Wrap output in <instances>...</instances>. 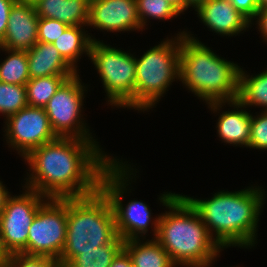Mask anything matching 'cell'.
Returning a JSON list of instances; mask_svg holds the SVG:
<instances>
[{
  "mask_svg": "<svg viewBox=\"0 0 267 267\" xmlns=\"http://www.w3.org/2000/svg\"><path fill=\"white\" fill-rule=\"evenodd\" d=\"M110 157L94 140L57 137L24 158L32 171L24 188L45 199L91 195L99 189L103 171L115 160Z\"/></svg>",
  "mask_w": 267,
  "mask_h": 267,
  "instance_id": "6da1fadb",
  "label": "cell"
},
{
  "mask_svg": "<svg viewBox=\"0 0 267 267\" xmlns=\"http://www.w3.org/2000/svg\"><path fill=\"white\" fill-rule=\"evenodd\" d=\"M159 199L170 211L152 221L155 239L175 265L209 267L223 249L197 210L180 194L164 193Z\"/></svg>",
  "mask_w": 267,
  "mask_h": 267,
  "instance_id": "7a4b0ae2",
  "label": "cell"
},
{
  "mask_svg": "<svg viewBox=\"0 0 267 267\" xmlns=\"http://www.w3.org/2000/svg\"><path fill=\"white\" fill-rule=\"evenodd\" d=\"M264 195L261 188L250 187L235 192L223 190L208 200L183 196L197 210L216 242L228 248L254 246Z\"/></svg>",
  "mask_w": 267,
  "mask_h": 267,
  "instance_id": "3957f363",
  "label": "cell"
},
{
  "mask_svg": "<svg viewBox=\"0 0 267 267\" xmlns=\"http://www.w3.org/2000/svg\"><path fill=\"white\" fill-rule=\"evenodd\" d=\"M240 68L190 34L181 35L179 80L214 112L237 99Z\"/></svg>",
  "mask_w": 267,
  "mask_h": 267,
  "instance_id": "277c9868",
  "label": "cell"
},
{
  "mask_svg": "<svg viewBox=\"0 0 267 267\" xmlns=\"http://www.w3.org/2000/svg\"><path fill=\"white\" fill-rule=\"evenodd\" d=\"M117 236L111 204L100 189L91 195L67 198L66 242L59 267H66L81 251L110 244Z\"/></svg>",
  "mask_w": 267,
  "mask_h": 267,
  "instance_id": "5b68a950",
  "label": "cell"
},
{
  "mask_svg": "<svg viewBox=\"0 0 267 267\" xmlns=\"http://www.w3.org/2000/svg\"><path fill=\"white\" fill-rule=\"evenodd\" d=\"M186 34L166 39L136 58L134 109L152 108L174 79H179L181 35Z\"/></svg>",
  "mask_w": 267,
  "mask_h": 267,
  "instance_id": "8992f818",
  "label": "cell"
},
{
  "mask_svg": "<svg viewBox=\"0 0 267 267\" xmlns=\"http://www.w3.org/2000/svg\"><path fill=\"white\" fill-rule=\"evenodd\" d=\"M115 159L102 173L99 189L108 198L115 218L117 235L125 240L139 239V235L148 232L151 212L147 204L131 200L126 207L122 204V195L127 190L129 167ZM128 169V170H127ZM128 179V180H127Z\"/></svg>",
  "mask_w": 267,
  "mask_h": 267,
  "instance_id": "52a82bcc",
  "label": "cell"
},
{
  "mask_svg": "<svg viewBox=\"0 0 267 267\" xmlns=\"http://www.w3.org/2000/svg\"><path fill=\"white\" fill-rule=\"evenodd\" d=\"M89 57L101 76L108 102L134 109L136 58L97 40L92 42Z\"/></svg>",
  "mask_w": 267,
  "mask_h": 267,
  "instance_id": "ba28073f",
  "label": "cell"
},
{
  "mask_svg": "<svg viewBox=\"0 0 267 267\" xmlns=\"http://www.w3.org/2000/svg\"><path fill=\"white\" fill-rule=\"evenodd\" d=\"M67 233V198H49L37 211L29 227L27 256H46L59 260Z\"/></svg>",
  "mask_w": 267,
  "mask_h": 267,
  "instance_id": "9c48e42d",
  "label": "cell"
},
{
  "mask_svg": "<svg viewBox=\"0 0 267 267\" xmlns=\"http://www.w3.org/2000/svg\"><path fill=\"white\" fill-rule=\"evenodd\" d=\"M44 197L27 189L24 194L7 198L0 214V253L4 257L27 249L29 227L38 209L48 201Z\"/></svg>",
  "mask_w": 267,
  "mask_h": 267,
  "instance_id": "30bf717a",
  "label": "cell"
},
{
  "mask_svg": "<svg viewBox=\"0 0 267 267\" xmlns=\"http://www.w3.org/2000/svg\"><path fill=\"white\" fill-rule=\"evenodd\" d=\"M84 90L85 87L76 74L59 87L44 107L52 130L58 137L94 140L87 125L81 121Z\"/></svg>",
  "mask_w": 267,
  "mask_h": 267,
  "instance_id": "8fae6325",
  "label": "cell"
},
{
  "mask_svg": "<svg viewBox=\"0 0 267 267\" xmlns=\"http://www.w3.org/2000/svg\"><path fill=\"white\" fill-rule=\"evenodd\" d=\"M5 136L9 146L26 157L32 150L58 136L52 130L49 118L42 107L26 106L6 118Z\"/></svg>",
  "mask_w": 267,
  "mask_h": 267,
  "instance_id": "7c38bea8",
  "label": "cell"
},
{
  "mask_svg": "<svg viewBox=\"0 0 267 267\" xmlns=\"http://www.w3.org/2000/svg\"><path fill=\"white\" fill-rule=\"evenodd\" d=\"M87 25L109 32L143 29L136 0H90Z\"/></svg>",
  "mask_w": 267,
  "mask_h": 267,
  "instance_id": "4fadbf2b",
  "label": "cell"
},
{
  "mask_svg": "<svg viewBox=\"0 0 267 267\" xmlns=\"http://www.w3.org/2000/svg\"><path fill=\"white\" fill-rule=\"evenodd\" d=\"M38 23L35 6L27 0H18L11 8L8 27L1 48L11 50L31 49L38 42Z\"/></svg>",
  "mask_w": 267,
  "mask_h": 267,
  "instance_id": "5bb4252c",
  "label": "cell"
},
{
  "mask_svg": "<svg viewBox=\"0 0 267 267\" xmlns=\"http://www.w3.org/2000/svg\"><path fill=\"white\" fill-rule=\"evenodd\" d=\"M195 11L210 30L228 37L245 31L252 22L238 11L230 0H207Z\"/></svg>",
  "mask_w": 267,
  "mask_h": 267,
  "instance_id": "9a60e30c",
  "label": "cell"
},
{
  "mask_svg": "<svg viewBox=\"0 0 267 267\" xmlns=\"http://www.w3.org/2000/svg\"><path fill=\"white\" fill-rule=\"evenodd\" d=\"M30 79L52 75H76L74 70L51 43L37 42L26 51Z\"/></svg>",
  "mask_w": 267,
  "mask_h": 267,
  "instance_id": "2e32d148",
  "label": "cell"
},
{
  "mask_svg": "<svg viewBox=\"0 0 267 267\" xmlns=\"http://www.w3.org/2000/svg\"><path fill=\"white\" fill-rule=\"evenodd\" d=\"M90 0H39L34 6L40 18H52L68 26H86Z\"/></svg>",
  "mask_w": 267,
  "mask_h": 267,
  "instance_id": "e0dca14e",
  "label": "cell"
},
{
  "mask_svg": "<svg viewBox=\"0 0 267 267\" xmlns=\"http://www.w3.org/2000/svg\"><path fill=\"white\" fill-rule=\"evenodd\" d=\"M234 110L223 112L217 122V133L223 142L248 147L251 133V114L238 101L228 102ZM235 108H237L235 110Z\"/></svg>",
  "mask_w": 267,
  "mask_h": 267,
  "instance_id": "ac0fdd59",
  "label": "cell"
},
{
  "mask_svg": "<svg viewBox=\"0 0 267 267\" xmlns=\"http://www.w3.org/2000/svg\"><path fill=\"white\" fill-rule=\"evenodd\" d=\"M140 239L125 240L123 249L128 253L133 267H175L176 265L154 238L145 243Z\"/></svg>",
  "mask_w": 267,
  "mask_h": 267,
  "instance_id": "d6986e66",
  "label": "cell"
},
{
  "mask_svg": "<svg viewBox=\"0 0 267 267\" xmlns=\"http://www.w3.org/2000/svg\"><path fill=\"white\" fill-rule=\"evenodd\" d=\"M83 26H68L52 44L58 49L64 60L77 71L76 63L83 52L89 56L93 40L82 31ZM77 61V62H76ZM76 67V68H75Z\"/></svg>",
  "mask_w": 267,
  "mask_h": 267,
  "instance_id": "ffe728a7",
  "label": "cell"
},
{
  "mask_svg": "<svg viewBox=\"0 0 267 267\" xmlns=\"http://www.w3.org/2000/svg\"><path fill=\"white\" fill-rule=\"evenodd\" d=\"M240 68L238 96L236 101L246 106H261L267 111V70L255 76H249Z\"/></svg>",
  "mask_w": 267,
  "mask_h": 267,
  "instance_id": "44dd1931",
  "label": "cell"
},
{
  "mask_svg": "<svg viewBox=\"0 0 267 267\" xmlns=\"http://www.w3.org/2000/svg\"><path fill=\"white\" fill-rule=\"evenodd\" d=\"M75 75H52L29 79L26 83L27 105L44 108L59 87Z\"/></svg>",
  "mask_w": 267,
  "mask_h": 267,
  "instance_id": "7402d4cb",
  "label": "cell"
},
{
  "mask_svg": "<svg viewBox=\"0 0 267 267\" xmlns=\"http://www.w3.org/2000/svg\"><path fill=\"white\" fill-rule=\"evenodd\" d=\"M123 246L124 240L117 236L96 250L81 251L66 267H109Z\"/></svg>",
  "mask_w": 267,
  "mask_h": 267,
  "instance_id": "603a6c76",
  "label": "cell"
},
{
  "mask_svg": "<svg viewBox=\"0 0 267 267\" xmlns=\"http://www.w3.org/2000/svg\"><path fill=\"white\" fill-rule=\"evenodd\" d=\"M1 49L10 54L0 64V81L8 84L26 85L30 79L26 51Z\"/></svg>",
  "mask_w": 267,
  "mask_h": 267,
  "instance_id": "cb8c5ba5",
  "label": "cell"
},
{
  "mask_svg": "<svg viewBox=\"0 0 267 267\" xmlns=\"http://www.w3.org/2000/svg\"><path fill=\"white\" fill-rule=\"evenodd\" d=\"M27 106L25 85L0 81V113L6 118Z\"/></svg>",
  "mask_w": 267,
  "mask_h": 267,
  "instance_id": "d4e9b609",
  "label": "cell"
},
{
  "mask_svg": "<svg viewBox=\"0 0 267 267\" xmlns=\"http://www.w3.org/2000/svg\"><path fill=\"white\" fill-rule=\"evenodd\" d=\"M137 13L142 28L146 25L147 18L155 19H171L181 14L171 3L167 0H136Z\"/></svg>",
  "mask_w": 267,
  "mask_h": 267,
  "instance_id": "484cf974",
  "label": "cell"
},
{
  "mask_svg": "<svg viewBox=\"0 0 267 267\" xmlns=\"http://www.w3.org/2000/svg\"><path fill=\"white\" fill-rule=\"evenodd\" d=\"M5 267H59L58 261L46 256H27L22 253L4 257Z\"/></svg>",
  "mask_w": 267,
  "mask_h": 267,
  "instance_id": "4316f807",
  "label": "cell"
},
{
  "mask_svg": "<svg viewBox=\"0 0 267 267\" xmlns=\"http://www.w3.org/2000/svg\"><path fill=\"white\" fill-rule=\"evenodd\" d=\"M248 147L267 150V111L260 116L251 114V133Z\"/></svg>",
  "mask_w": 267,
  "mask_h": 267,
  "instance_id": "83f0119b",
  "label": "cell"
},
{
  "mask_svg": "<svg viewBox=\"0 0 267 267\" xmlns=\"http://www.w3.org/2000/svg\"><path fill=\"white\" fill-rule=\"evenodd\" d=\"M68 27L67 24L52 18H40L38 23V42L53 43Z\"/></svg>",
  "mask_w": 267,
  "mask_h": 267,
  "instance_id": "f1b7e54d",
  "label": "cell"
},
{
  "mask_svg": "<svg viewBox=\"0 0 267 267\" xmlns=\"http://www.w3.org/2000/svg\"><path fill=\"white\" fill-rule=\"evenodd\" d=\"M230 2L250 21H253L258 13L259 7L257 0H230Z\"/></svg>",
  "mask_w": 267,
  "mask_h": 267,
  "instance_id": "f546056e",
  "label": "cell"
},
{
  "mask_svg": "<svg viewBox=\"0 0 267 267\" xmlns=\"http://www.w3.org/2000/svg\"><path fill=\"white\" fill-rule=\"evenodd\" d=\"M18 0H0V41L4 38L8 27L11 8Z\"/></svg>",
  "mask_w": 267,
  "mask_h": 267,
  "instance_id": "4dcf8cb0",
  "label": "cell"
},
{
  "mask_svg": "<svg viewBox=\"0 0 267 267\" xmlns=\"http://www.w3.org/2000/svg\"><path fill=\"white\" fill-rule=\"evenodd\" d=\"M109 267H133V265L128 253L122 249Z\"/></svg>",
  "mask_w": 267,
  "mask_h": 267,
  "instance_id": "1f68e13d",
  "label": "cell"
},
{
  "mask_svg": "<svg viewBox=\"0 0 267 267\" xmlns=\"http://www.w3.org/2000/svg\"><path fill=\"white\" fill-rule=\"evenodd\" d=\"M255 18L257 19L262 37L267 41V8L259 9L254 19Z\"/></svg>",
  "mask_w": 267,
  "mask_h": 267,
  "instance_id": "d6a6232c",
  "label": "cell"
},
{
  "mask_svg": "<svg viewBox=\"0 0 267 267\" xmlns=\"http://www.w3.org/2000/svg\"><path fill=\"white\" fill-rule=\"evenodd\" d=\"M9 192L6 190V187L0 181V214L3 212L5 208L6 200L9 197Z\"/></svg>",
  "mask_w": 267,
  "mask_h": 267,
  "instance_id": "836d02e7",
  "label": "cell"
},
{
  "mask_svg": "<svg viewBox=\"0 0 267 267\" xmlns=\"http://www.w3.org/2000/svg\"><path fill=\"white\" fill-rule=\"evenodd\" d=\"M171 3L180 13L186 10V0H167Z\"/></svg>",
  "mask_w": 267,
  "mask_h": 267,
  "instance_id": "e575fe53",
  "label": "cell"
},
{
  "mask_svg": "<svg viewBox=\"0 0 267 267\" xmlns=\"http://www.w3.org/2000/svg\"><path fill=\"white\" fill-rule=\"evenodd\" d=\"M207 0H186V9L190 6H194L193 8H197L201 3L206 2Z\"/></svg>",
  "mask_w": 267,
  "mask_h": 267,
  "instance_id": "d590c367",
  "label": "cell"
},
{
  "mask_svg": "<svg viewBox=\"0 0 267 267\" xmlns=\"http://www.w3.org/2000/svg\"><path fill=\"white\" fill-rule=\"evenodd\" d=\"M259 9L267 8V0H257Z\"/></svg>",
  "mask_w": 267,
  "mask_h": 267,
  "instance_id": "8d00e7d4",
  "label": "cell"
},
{
  "mask_svg": "<svg viewBox=\"0 0 267 267\" xmlns=\"http://www.w3.org/2000/svg\"><path fill=\"white\" fill-rule=\"evenodd\" d=\"M27 1L32 2L35 5L39 0H27Z\"/></svg>",
  "mask_w": 267,
  "mask_h": 267,
  "instance_id": "74e56055",
  "label": "cell"
},
{
  "mask_svg": "<svg viewBox=\"0 0 267 267\" xmlns=\"http://www.w3.org/2000/svg\"><path fill=\"white\" fill-rule=\"evenodd\" d=\"M4 260V256L0 253V262Z\"/></svg>",
  "mask_w": 267,
  "mask_h": 267,
  "instance_id": "f35d334b",
  "label": "cell"
},
{
  "mask_svg": "<svg viewBox=\"0 0 267 267\" xmlns=\"http://www.w3.org/2000/svg\"><path fill=\"white\" fill-rule=\"evenodd\" d=\"M0 267H5L4 260L2 262H0Z\"/></svg>",
  "mask_w": 267,
  "mask_h": 267,
  "instance_id": "ab89813d",
  "label": "cell"
}]
</instances>
